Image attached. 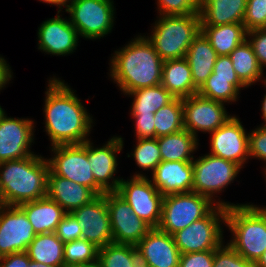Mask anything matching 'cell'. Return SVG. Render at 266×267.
Segmentation results:
<instances>
[{
    "instance_id": "6da1fadb",
    "label": "cell",
    "mask_w": 266,
    "mask_h": 267,
    "mask_svg": "<svg viewBox=\"0 0 266 267\" xmlns=\"http://www.w3.org/2000/svg\"><path fill=\"white\" fill-rule=\"evenodd\" d=\"M59 78H50L45 92V131L51 146L83 144L93 119L74 91Z\"/></svg>"
},
{
    "instance_id": "7a4b0ae2",
    "label": "cell",
    "mask_w": 266,
    "mask_h": 267,
    "mask_svg": "<svg viewBox=\"0 0 266 267\" xmlns=\"http://www.w3.org/2000/svg\"><path fill=\"white\" fill-rule=\"evenodd\" d=\"M110 61V77L124 94L161 84L163 60L145 36L115 51Z\"/></svg>"
},
{
    "instance_id": "3957f363",
    "label": "cell",
    "mask_w": 266,
    "mask_h": 267,
    "mask_svg": "<svg viewBox=\"0 0 266 267\" xmlns=\"http://www.w3.org/2000/svg\"><path fill=\"white\" fill-rule=\"evenodd\" d=\"M48 173L47 158L36 154L0 162V204L18 206L47 196Z\"/></svg>"
},
{
    "instance_id": "277c9868",
    "label": "cell",
    "mask_w": 266,
    "mask_h": 267,
    "mask_svg": "<svg viewBox=\"0 0 266 267\" xmlns=\"http://www.w3.org/2000/svg\"><path fill=\"white\" fill-rule=\"evenodd\" d=\"M225 225L233 234L228 244L242 257L255 263L266 250L264 215L253 204H237L226 207Z\"/></svg>"
},
{
    "instance_id": "5b68a950",
    "label": "cell",
    "mask_w": 266,
    "mask_h": 267,
    "mask_svg": "<svg viewBox=\"0 0 266 267\" xmlns=\"http://www.w3.org/2000/svg\"><path fill=\"white\" fill-rule=\"evenodd\" d=\"M152 29L147 39L162 60L182 59L201 31L200 14L159 15Z\"/></svg>"
},
{
    "instance_id": "8992f818",
    "label": "cell",
    "mask_w": 266,
    "mask_h": 267,
    "mask_svg": "<svg viewBox=\"0 0 266 267\" xmlns=\"http://www.w3.org/2000/svg\"><path fill=\"white\" fill-rule=\"evenodd\" d=\"M192 165V192L208 197L216 205L224 207L236 206L233 203L230 204L221 200L216 201L213 196L224 190L228 184L233 183L232 181L242 169L238 164L209 153L194 159Z\"/></svg>"
},
{
    "instance_id": "52a82bcc",
    "label": "cell",
    "mask_w": 266,
    "mask_h": 267,
    "mask_svg": "<svg viewBox=\"0 0 266 267\" xmlns=\"http://www.w3.org/2000/svg\"><path fill=\"white\" fill-rule=\"evenodd\" d=\"M221 223H226V207L216 205L205 217L173 234L181 254L217 249L223 242Z\"/></svg>"
},
{
    "instance_id": "ba28073f",
    "label": "cell",
    "mask_w": 266,
    "mask_h": 267,
    "mask_svg": "<svg viewBox=\"0 0 266 267\" xmlns=\"http://www.w3.org/2000/svg\"><path fill=\"white\" fill-rule=\"evenodd\" d=\"M208 197L195 192L163 197L159 230L173 235L192 222L205 217L215 206Z\"/></svg>"
},
{
    "instance_id": "9c48e42d",
    "label": "cell",
    "mask_w": 266,
    "mask_h": 267,
    "mask_svg": "<svg viewBox=\"0 0 266 267\" xmlns=\"http://www.w3.org/2000/svg\"><path fill=\"white\" fill-rule=\"evenodd\" d=\"M54 156L47 159L49 170L57 176L70 179L90 188L96 195L105 191L95 182L87 156V141L83 144L56 145L51 147Z\"/></svg>"
},
{
    "instance_id": "30bf717a",
    "label": "cell",
    "mask_w": 266,
    "mask_h": 267,
    "mask_svg": "<svg viewBox=\"0 0 266 267\" xmlns=\"http://www.w3.org/2000/svg\"><path fill=\"white\" fill-rule=\"evenodd\" d=\"M112 0H74L65 9L70 14L69 21L79 36L86 39H100L113 28L115 10Z\"/></svg>"
},
{
    "instance_id": "8fae6325",
    "label": "cell",
    "mask_w": 266,
    "mask_h": 267,
    "mask_svg": "<svg viewBox=\"0 0 266 267\" xmlns=\"http://www.w3.org/2000/svg\"><path fill=\"white\" fill-rule=\"evenodd\" d=\"M132 208V211L152 228L161 220L163 195L146 175L136 173L131 179H121L116 191Z\"/></svg>"
},
{
    "instance_id": "7c38bea8",
    "label": "cell",
    "mask_w": 266,
    "mask_h": 267,
    "mask_svg": "<svg viewBox=\"0 0 266 267\" xmlns=\"http://www.w3.org/2000/svg\"><path fill=\"white\" fill-rule=\"evenodd\" d=\"M184 129L196 138L197 132L211 133L220 128L228 115L223 102L200 96L198 93L182 99Z\"/></svg>"
},
{
    "instance_id": "4fadbf2b",
    "label": "cell",
    "mask_w": 266,
    "mask_h": 267,
    "mask_svg": "<svg viewBox=\"0 0 266 267\" xmlns=\"http://www.w3.org/2000/svg\"><path fill=\"white\" fill-rule=\"evenodd\" d=\"M113 243L136 245L152 227L139 218L116 192H106Z\"/></svg>"
},
{
    "instance_id": "5bb4252c",
    "label": "cell",
    "mask_w": 266,
    "mask_h": 267,
    "mask_svg": "<svg viewBox=\"0 0 266 267\" xmlns=\"http://www.w3.org/2000/svg\"><path fill=\"white\" fill-rule=\"evenodd\" d=\"M36 233L19 206L0 204V256L25 252Z\"/></svg>"
},
{
    "instance_id": "9a60e30c",
    "label": "cell",
    "mask_w": 266,
    "mask_h": 267,
    "mask_svg": "<svg viewBox=\"0 0 266 267\" xmlns=\"http://www.w3.org/2000/svg\"><path fill=\"white\" fill-rule=\"evenodd\" d=\"M72 214L79 222L83 239L92 242L98 248L113 243L106 192L97 195L89 203L74 210Z\"/></svg>"
},
{
    "instance_id": "2e32d148",
    "label": "cell",
    "mask_w": 266,
    "mask_h": 267,
    "mask_svg": "<svg viewBox=\"0 0 266 267\" xmlns=\"http://www.w3.org/2000/svg\"><path fill=\"white\" fill-rule=\"evenodd\" d=\"M34 121L0 116V162L27 158L34 154Z\"/></svg>"
},
{
    "instance_id": "e0dca14e",
    "label": "cell",
    "mask_w": 266,
    "mask_h": 267,
    "mask_svg": "<svg viewBox=\"0 0 266 267\" xmlns=\"http://www.w3.org/2000/svg\"><path fill=\"white\" fill-rule=\"evenodd\" d=\"M246 133L239 118L232 116L220 128L210 133V154L232 161L243 168L249 159V134Z\"/></svg>"
},
{
    "instance_id": "ac0fdd59",
    "label": "cell",
    "mask_w": 266,
    "mask_h": 267,
    "mask_svg": "<svg viewBox=\"0 0 266 267\" xmlns=\"http://www.w3.org/2000/svg\"><path fill=\"white\" fill-rule=\"evenodd\" d=\"M92 144L87 140V156L95 182L105 192H116L122 178H114V174L117 172V154L124 145L123 138L112 137L105 145L98 148H94ZM111 179L113 180L110 182Z\"/></svg>"
},
{
    "instance_id": "d6986e66",
    "label": "cell",
    "mask_w": 266,
    "mask_h": 267,
    "mask_svg": "<svg viewBox=\"0 0 266 267\" xmlns=\"http://www.w3.org/2000/svg\"><path fill=\"white\" fill-rule=\"evenodd\" d=\"M57 17L45 20L38 28V49L52 55H68L78 45L79 33L69 19Z\"/></svg>"
},
{
    "instance_id": "ffe728a7",
    "label": "cell",
    "mask_w": 266,
    "mask_h": 267,
    "mask_svg": "<svg viewBox=\"0 0 266 267\" xmlns=\"http://www.w3.org/2000/svg\"><path fill=\"white\" fill-rule=\"evenodd\" d=\"M151 181L163 196L192 192V161H161Z\"/></svg>"
},
{
    "instance_id": "44dd1931",
    "label": "cell",
    "mask_w": 266,
    "mask_h": 267,
    "mask_svg": "<svg viewBox=\"0 0 266 267\" xmlns=\"http://www.w3.org/2000/svg\"><path fill=\"white\" fill-rule=\"evenodd\" d=\"M136 246L149 267H179L181 253L169 233L152 228Z\"/></svg>"
},
{
    "instance_id": "7402d4cb",
    "label": "cell",
    "mask_w": 266,
    "mask_h": 267,
    "mask_svg": "<svg viewBox=\"0 0 266 267\" xmlns=\"http://www.w3.org/2000/svg\"><path fill=\"white\" fill-rule=\"evenodd\" d=\"M47 196L57 202L66 213L89 203L97 195L88 187L70 179L48 173Z\"/></svg>"
},
{
    "instance_id": "603a6c76",
    "label": "cell",
    "mask_w": 266,
    "mask_h": 267,
    "mask_svg": "<svg viewBox=\"0 0 266 267\" xmlns=\"http://www.w3.org/2000/svg\"><path fill=\"white\" fill-rule=\"evenodd\" d=\"M18 206L25 212L36 235L56 232L58 224L66 214L64 209L48 196Z\"/></svg>"
},
{
    "instance_id": "cb8c5ba5",
    "label": "cell",
    "mask_w": 266,
    "mask_h": 267,
    "mask_svg": "<svg viewBox=\"0 0 266 267\" xmlns=\"http://www.w3.org/2000/svg\"><path fill=\"white\" fill-rule=\"evenodd\" d=\"M217 58V52L212 48L204 33L200 31L190 44L185 56L191 68L194 86L198 90L211 76Z\"/></svg>"
},
{
    "instance_id": "d4e9b609",
    "label": "cell",
    "mask_w": 266,
    "mask_h": 267,
    "mask_svg": "<svg viewBox=\"0 0 266 267\" xmlns=\"http://www.w3.org/2000/svg\"><path fill=\"white\" fill-rule=\"evenodd\" d=\"M247 0H200L201 26L243 23Z\"/></svg>"
},
{
    "instance_id": "484cf974",
    "label": "cell",
    "mask_w": 266,
    "mask_h": 267,
    "mask_svg": "<svg viewBox=\"0 0 266 267\" xmlns=\"http://www.w3.org/2000/svg\"><path fill=\"white\" fill-rule=\"evenodd\" d=\"M161 85L175 98L184 99L198 93L185 58L163 61Z\"/></svg>"
},
{
    "instance_id": "4316f807",
    "label": "cell",
    "mask_w": 266,
    "mask_h": 267,
    "mask_svg": "<svg viewBox=\"0 0 266 267\" xmlns=\"http://www.w3.org/2000/svg\"><path fill=\"white\" fill-rule=\"evenodd\" d=\"M98 267H149L143 253L132 244H107L98 249Z\"/></svg>"
},
{
    "instance_id": "83f0119b",
    "label": "cell",
    "mask_w": 266,
    "mask_h": 267,
    "mask_svg": "<svg viewBox=\"0 0 266 267\" xmlns=\"http://www.w3.org/2000/svg\"><path fill=\"white\" fill-rule=\"evenodd\" d=\"M218 56L229 55L246 40L247 30L243 23H230L219 26H201Z\"/></svg>"
},
{
    "instance_id": "f1b7e54d",
    "label": "cell",
    "mask_w": 266,
    "mask_h": 267,
    "mask_svg": "<svg viewBox=\"0 0 266 267\" xmlns=\"http://www.w3.org/2000/svg\"><path fill=\"white\" fill-rule=\"evenodd\" d=\"M162 161H193L191 155L198 148V138L188 130L157 138Z\"/></svg>"
},
{
    "instance_id": "f546056e",
    "label": "cell",
    "mask_w": 266,
    "mask_h": 267,
    "mask_svg": "<svg viewBox=\"0 0 266 267\" xmlns=\"http://www.w3.org/2000/svg\"><path fill=\"white\" fill-rule=\"evenodd\" d=\"M64 243L56 233L37 234L27 248L30 260L53 267L64 265Z\"/></svg>"
},
{
    "instance_id": "4dcf8cb0",
    "label": "cell",
    "mask_w": 266,
    "mask_h": 267,
    "mask_svg": "<svg viewBox=\"0 0 266 267\" xmlns=\"http://www.w3.org/2000/svg\"><path fill=\"white\" fill-rule=\"evenodd\" d=\"M229 56L239 80L246 87L253 85L264 77L263 69L247 40L237 46Z\"/></svg>"
},
{
    "instance_id": "1f68e13d",
    "label": "cell",
    "mask_w": 266,
    "mask_h": 267,
    "mask_svg": "<svg viewBox=\"0 0 266 267\" xmlns=\"http://www.w3.org/2000/svg\"><path fill=\"white\" fill-rule=\"evenodd\" d=\"M125 95H131L134 98L131 114H154L175 99L161 84L140 88Z\"/></svg>"
},
{
    "instance_id": "d6a6232c",
    "label": "cell",
    "mask_w": 266,
    "mask_h": 267,
    "mask_svg": "<svg viewBox=\"0 0 266 267\" xmlns=\"http://www.w3.org/2000/svg\"><path fill=\"white\" fill-rule=\"evenodd\" d=\"M243 87L246 88L239 78L209 77L198 94L214 101L232 103L237 101Z\"/></svg>"
},
{
    "instance_id": "836d02e7",
    "label": "cell",
    "mask_w": 266,
    "mask_h": 267,
    "mask_svg": "<svg viewBox=\"0 0 266 267\" xmlns=\"http://www.w3.org/2000/svg\"><path fill=\"white\" fill-rule=\"evenodd\" d=\"M155 138L179 132L184 129L182 99L175 98L171 103L154 113Z\"/></svg>"
},
{
    "instance_id": "e575fe53",
    "label": "cell",
    "mask_w": 266,
    "mask_h": 267,
    "mask_svg": "<svg viewBox=\"0 0 266 267\" xmlns=\"http://www.w3.org/2000/svg\"><path fill=\"white\" fill-rule=\"evenodd\" d=\"M98 249L83 238L64 243V265L97 264Z\"/></svg>"
},
{
    "instance_id": "d590c367",
    "label": "cell",
    "mask_w": 266,
    "mask_h": 267,
    "mask_svg": "<svg viewBox=\"0 0 266 267\" xmlns=\"http://www.w3.org/2000/svg\"><path fill=\"white\" fill-rule=\"evenodd\" d=\"M131 155L139 168L151 170L152 173L162 161L157 138L137 139V146Z\"/></svg>"
},
{
    "instance_id": "8d00e7d4",
    "label": "cell",
    "mask_w": 266,
    "mask_h": 267,
    "mask_svg": "<svg viewBox=\"0 0 266 267\" xmlns=\"http://www.w3.org/2000/svg\"><path fill=\"white\" fill-rule=\"evenodd\" d=\"M213 267H254V263L242 257L228 243H222L214 250Z\"/></svg>"
},
{
    "instance_id": "74e56055",
    "label": "cell",
    "mask_w": 266,
    "mask_h": 267,
    "mask_svg": "<svg viewBox=\"0 0 266 267\" xmlns=\"http://www.w3.org/2000/svg\"><path fill=\"white\" fill-rule=\"evenodd\" d=\"M243 24L247 32L266 28V0H247Z\"/></svg>"
},
{
    "instance_id": "f35d334b",
    "label": "cell",
    "mask_w": 266,
    "mask_h": 267,
    "mask_svg": "<svg viewBox=\"0 0 266 267\" xmlns=\"http://www.w3.org/2000/svg\"><path fill=\"white\" fill-rule=\"evenodd\" d=\"M159 15L199 14L200 0H157Z\"/></svg>"
},
{
    "instance_id": "ab89813d",
    "label": "cell",
    "mask_w": 266,
    "mask_h": 267,
    "mask_svg": "<svg viewBox=\"0 0 266 267\" xmlns=\"http://www.w3.org/2000/svg\"><path fill=\"white\" fill-rule=\"evenodd\" d=\"M55 233L63 243L82 238V229L79 227V222L72 213L65 214L58 224Z\"/></svg>"
},
{
    "instance_id": "60d3db41",
    "label": "cell",
    "mask_w": 266,
    "mask_h": 267,
    "mask_svg": "<svg viewBox=\"0 0 266 267\" xmlns=\"http://www.w3.org/2000/svg\"><path fill=\"white\" fill-rule=\"evenodd\" d=\"M246 40L251 45L259 65L264 70L266 67V28L248 31Z\"/></svg>"
},
{
    "instance_id": "b9f144b4",
    "label": "cell",
    "mask_w": 266,
    "mask_h": 267,
    "mask_svg": "<svg viewBox=\"0 0 266 267\" xmlns=\"http://www.w3.org/2000/svg\"><path fill=\"white\" fill-rule=\"evenodd\" d=\"M249 134V157L266 162V125H261Z\"/></svg>"
},
{
    "instance_id": "7bdbcfd3",
    "label": "cell",
    "mask_w": 266,
    "mask_h": 267,
    "mask_svg": "<svg viewBox=\"0 0 266 267\" xmlns=\"http://www.w3.org/2000/svg\"><path fill=\"white\" fill-rule=\"evenodd\" d=\"M214 250L181 254L179 267H213Z\"/></svg>"
},
{
    "instance_id": "ee69618b",
    "label": "cell",
    "mask_w": 266,
    "mask_h": 267,
    "mask_svg": "<svg viewBox=\"0 0 266 267\" xmlns=\"http://www.w3.org/2000/svg\"><path fill=\"white\" fill-rule=\"evenodd\" d=\"M135 121L137 139L155 138L154 114H131Z\"/></svg>"
},
{
    "instance_id": "f6af8a7d",
    "label": "cell",
    "mask_w": 266,
    "mask_h": 267,
    "mask_svg": "<svg viewBox=\"0 0 266 267\" xmlns=\"http://www.w3.org/2000/svg\"><path fill=\"white\" fill-rule=\"evenodd\" d=\"M210 77L238 78L229 55L218 56Z\"/></svg>"
},
{
    "instance_id": "bcb514c9",
    "label": "cell",
    "mask_w": 266,
    "mask_h": 267,
    "mask_svg": "<svg viewBox=\"0 0 266 267\" xmlns=\"http://www.w3.org/2000/svg\"><path fill=\"white\" fill-rule=\"evenodd\" d=\"M30 258L27 252H17L2 256L0 267H28Z\"/></svg>"
},
{
    "instance_id": "7dc6e473",
    "label": "cell",
    "mask_w": 266,
    "mask_h": 267,
    "mask_svg": "<svg viewBox=\"0 0 266 267\" xmlns=\"http://www.w3.org/2000/svg\"><path fill=\"white\" fill-rule=\"evenodd\" d=\"M6 60L0 56V90L12 79V71Z\"/></svg>"
},
{
    "instance_id": "c3c4849f",
    "label": "cell",
    "mask_w": 266,
    "mask_h": 267,
    "mask_svg": "<svg viewBox=\"0 0 266 267\" xmlns=\"http://www.w3.org/2000/svg\"><path fill=\"white\" fill-rule=\"evenodd\" d=\"M73 1L74 0H54V5L59 7L58 11L60 12L61 9H63V6L66 7L65 9H67L73 3Z\"/></svg>"
},
{
    "instance_id": "681fc988",
    "label": "cell",
    "mask_w": 266,
    "mask_h": 267,
    "mask_svg": "<svg viewBox=\"0 0 266 267\" xmlns=\"http://www.w3.org/2000/svg\"><path fill=\"white\" fill-rule=\"evenodd\" d=\"M263 82H264V86L266 87V78L262 79ZM261 112H262V117H263V120H264V124L262 125H266V94L264 95V98H263V101H262V107H261Z\"/></svg>"
},
{
    "instance_id": "f907efd6",
    "label": "cell",
    "mask_w": 266,
    "mask_h": 267,
    "mask_svg": "<svg viewBox=\"0 0 266 267\" xmlns=\"http://www.w3.org/2000/svg\"><path fill=\"white\" fill-rule=\"evenodd\" d=\"M254 267H266V250L259 257V259L254 263Z\"/></svg>"
},
{
    "instance_id": "816d5d0a",
    "label": "cell",
    "mask_w": 266,
    "mask_h": 267,
    "mask_svg": "<svg viewBox=\"0 0 266 267\" xmlns=\"http://www.w3.org/2000/svg\"><path fill=\"white\" fill-rule=\"evenodd\" d=\"M62 267H98L97 264H71L63 265Z\"/></svg>"
},
{
    "instance_id": "f5cc1de1",
    "label": "cell",
    "mask_w": 266,
    "mask_h": 267,
    "mask_svg": "<svg viewBox=\"0 0 266 267\" xmlns=\"http://www.w3.org/2000/svg\"><path fill=\"white\" fill-rule=\"evenodd\" d=\"M28 267H53V266L43 264V263H37V262L30 260Z\"/></svg>"
},
{
    "instance_id": "db71d44e",
    "label": "cell",
    "mask_w": 266,
    "mask_h": 267,
    "mask_svg": "<svg viewBox=\"0 0 266 267\" xmlns=\"http://www.w3.org/2000/svg\"><path fill=\"white\" fill-rule=\"evenodd\" d=\"M263 215H264V217L266 218V207H259V206H257V205H254Z\"/></svg>"
},
{
    "instance_id": "11a10c76",
    "label": "cell",
    "mask_w": 266,
    "mask_h": 267,
    "mask_svg": "<svg viewBox=\"0 0 266 267\" xmlns=\"http://www.w3.org/2000/svg\"><path fill=\"white\" fill-rule=\"evenodd\" d=\"M41 2H45V3H48V4H51V5H54V0H40Z\"/></svg>"
},
{
    "instance_id": "9f6ffc18",
    "label": "cell",
    "mask_w": 266,
    "mask_h": 267,
    "mask_svg": "<svg viewBox=\"0 0 266 267\" xmlns=\"http://www.w3.org/2000/svg\"><path fill=\"white\" fill-rule=\"evenodd\" d=\"M4 113V109L0 106V116Z\"/></svg>"
}]
</instances>
